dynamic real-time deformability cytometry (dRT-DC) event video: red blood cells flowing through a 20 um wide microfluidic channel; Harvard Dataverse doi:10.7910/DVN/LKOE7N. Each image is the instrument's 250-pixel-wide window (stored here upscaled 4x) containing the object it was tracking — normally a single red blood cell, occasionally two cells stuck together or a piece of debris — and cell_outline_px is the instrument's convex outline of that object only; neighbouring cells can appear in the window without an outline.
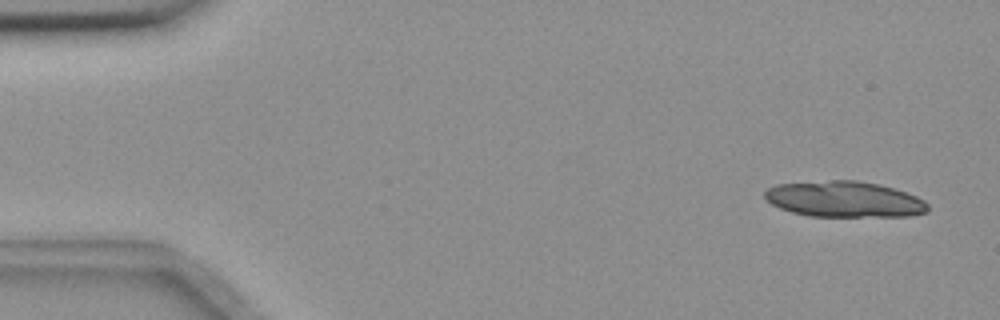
{"species": "common noctule bat (a hibernating species)", "species_latin": "Nyctalus noctula", "temperature_condition": "room temperature", "stored_images_in_passage": 5, "camera_frame_rate_fps": 3000, "um_per_image_px": 0.085, "animal": {"sex": "female", "body_mass_g": 18.4}, "frame": {"image": 1, "passage_image": 1, "time_ms": 0.0, "image_size_px": [1000, 320], "cell_outline_px": [[928, 212], [912, 216], [808, 216], [792, 212], [780, 208], [764, 200], [764, 192], [768, 188], [776, 184], [832, 180], [856, 180], [880, 184], [916, 196], [924, 200], [928, 204]], "centroid_in_image_um": [71.76, 16.94], "position_along_channel_um": 13.2, "area_um2": 34.22}}